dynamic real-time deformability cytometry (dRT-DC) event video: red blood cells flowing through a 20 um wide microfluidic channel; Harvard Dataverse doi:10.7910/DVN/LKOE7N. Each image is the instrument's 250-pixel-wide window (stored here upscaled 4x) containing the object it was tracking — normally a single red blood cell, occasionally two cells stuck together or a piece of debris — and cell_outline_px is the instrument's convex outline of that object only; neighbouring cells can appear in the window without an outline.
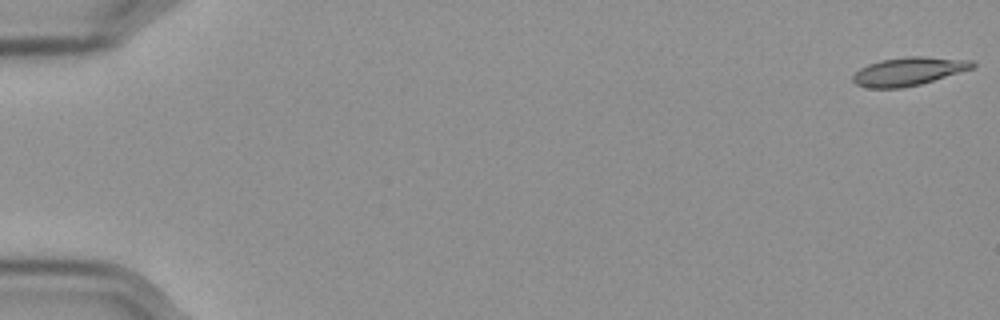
{"species": "Egyptian fruit bat (a non-hibernating species)", "species_latin": "Rousettus aegyptiacus", "temperature_condition": "cold", "stored_images_in_passage": 19, "camera_frame_rate_fps": 3000, "um_per_image_px": 0.085, "frame": {"image": 1, "passage_image": 1, "time_ms": 0.0, "image_size_px": [1000, 320], "cell_outline_px": [[976, 64], [972, 68], [920, 84], [900, 88], [868, 88], [856, 84], [852, 80], [852, 76], [860, 68], [868, 64], [880, 60], [904, 56], [924, 56], [972, 60]], "centroid_in_image_um": [77.19, 6.05], "position_along_channel_um": 7.8, "area_um2": 19.65}}
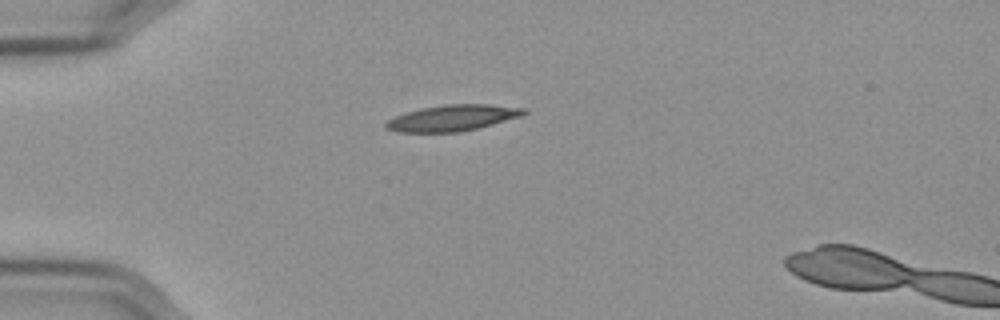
{"frame": {"image": 2, "passage_image": 16, "time_ms": 5.0, "image_size_px": [1000, 320], "cell_outline_px": [[528, 112], [524, 116], [460, 132], [396, 132], [384, 128], [384, 124], [388, 120], [396, 116], [420, 108], [444, 104], [488, 104], [528, 108]], "centroid_in_image_um": [38.5, 10.02], "position_along_channel_um": 46.5, "area_um2": 21.1}}